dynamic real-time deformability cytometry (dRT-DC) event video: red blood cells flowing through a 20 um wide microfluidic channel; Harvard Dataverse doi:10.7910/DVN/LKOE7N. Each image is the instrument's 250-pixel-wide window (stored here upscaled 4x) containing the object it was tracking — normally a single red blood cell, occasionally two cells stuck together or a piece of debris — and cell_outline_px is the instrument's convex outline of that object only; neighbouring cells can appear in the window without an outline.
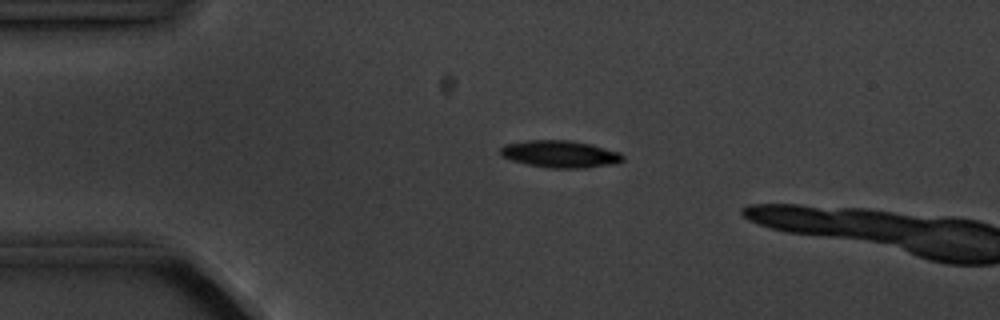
{"species": "common noctule bat (a hibernating species)", "species_latin": "Nyctalus noctula", "temperature_condition": "cold", "stored_images_in_passage": 4, "camera_frame_rate_fps": 3000, "um_per_image_px": 0.085, "animal": {"sex": "male", "body_mass_g": 20.1, "forearm_length_mm": 53.5}, "frame": {"image": 1, "passage_image": 3, "time_ms": 2.333, "image_size_px": [1000, 320], "cell_outline_px": [[624, 160], [616, 164], [584, 168], [548, 168], [528, 164], [512, 160], [504, 156], [500, 152], [500, 148], [504, 144], [528, 140], [572, 140], [592, 144], [620, 152], [624, 156]], "centroid_in_image_um": [47.66, 13.09], "position_along_channel_um": 37.3, "area_um2": 19.48}}